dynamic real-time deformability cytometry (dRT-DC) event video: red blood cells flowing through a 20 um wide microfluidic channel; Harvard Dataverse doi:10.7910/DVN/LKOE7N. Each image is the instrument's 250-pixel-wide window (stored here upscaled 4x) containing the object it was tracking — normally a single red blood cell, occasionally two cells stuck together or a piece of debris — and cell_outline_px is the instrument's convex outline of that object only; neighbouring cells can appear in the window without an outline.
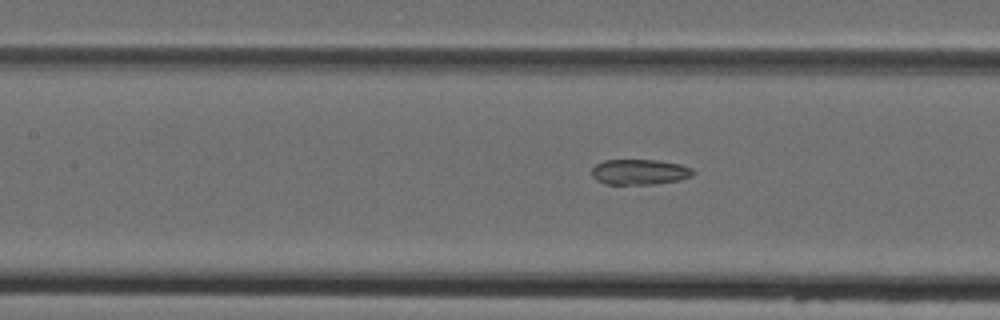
{"species": "Egyptian fruit bat (a non-hibernating species)", "species_latin": "Rousettus aegyptiacus", "temperature_condition": "cold", "stored_images_in_passage": 8, "segment_of_instrument_passage": [2, 2], "camera_frame_rate_fps": 3000, "um_per_image_px": 0.085, "animal": {"sex": "female"}, "frame": {"image": 1, "passage_image": 8, "time_ms": 9.333, "image_size_px": [1000, 320], "cell_outline_px": [[696, 172], [692, 176], [680, 180], [656, 184], [604, 184], [596, 180], [592, 176], [592, 168], [596, 164], [604, 160], [656, 160], [680, 164], [692, 168]], "centroid_in_image_um": [54.38, 14.62], "position_along_channel_um": 153.0, "area_um2": 15.14}}